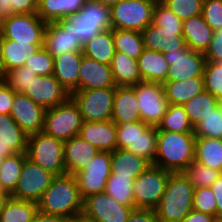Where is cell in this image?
<instances>
[{
	"label": "cell",
	"mask_w": 222,
	"mask_h": 222,
	"mask_svg": "<svg viewBox=\"0 0 222 222\" xmlns=\"http://www.w3.org/2000/svg\"><path fill=\"white\" fill-rule=\"evenodd\" d=\"M194 133L157 130V152L153 165L171 173L183 172L195 159Z\"/></svg>",
	"instance_id": "1"
},
{
	"label": "cell",
	"mask_w": 222,
	"mask_h": 222,
	"mask_svg": "<svg viewBox=\"0 0 222 222\" xmlns=\"http://www.w3.org/2000/svg\"><path fill=\"white\" fill-rule=\"evenodd\" d=\"M38 210L65 218L82 212L83 198L75 175L55 176L38 202Z\"/></svg>",
	"instance_id": "2"
},
{
	"label": "cell",
	"mask_w": 222,
	"mask_h": 222,
	"mask_svg": "<svg viewBox=\"0 0 222 222\" xmlns=\"http://www.w3.org/2000/svg\"><path fill=\"white\" fill-rule=\"evenodd\" d=\"M195 188L183 172L170 173L165 192L154 209L159 222H181L192 210Z\"/></svg>",
	"instance_id": "3"
},
{
	"label": "cell",
	"mask_w": 222,
	"mask_h": 222,
	"mask_svg": "<svg viewBox=\"0 0 222 222\" xmlns=\"http://www.w3.org/2000/svg\"><path fill=\"white\" fill-rule=\"evenodd\" d=\"M57 22L64 29H70L84 45L101 31L112 29L111 7L96 0H85L80 10Z\"/></svg>",
	"instance_id": "4"
},
{
	"label": "cell",
	"mask_w": 222,
	"mask_h": 222,
	"mask_svg": "<svg viewBox=\"0 0 222 222\" xmlns=\"http://www.w3.org/2000/svg\"><path fill=\"white\" fill-rule=\"evenodd\" d=\"M26 155L55 176L66 174L64 142L47 135L44 131L28 137Z\"/></svg>",
	"instance_id": "5"
},
{
	"label": "cell",
	"mask_w": 222,
	"mask_h": 222,
	"mask_svg": "<svg viewBox=\"0 0 222 222\" xmlns=\"http://www.w3.org/2000/svg\"><path fill=\"white\" fill-rule=\"evenodd\" d=\"M83 122L77 104L70 97L66 102L46 109L43 131L64 142L79 135Z\"/></svg>",
	"instance_id": "6"
},
{
	"label": "cell",
	"mask_w": 222,
	"mask_h": 222,
	"mask_svg": "<svg viewBox=\"0 0 222 222\" xmlns=\"http://www.w3.org/2000/svg\"><path fill=\"white\" fill-rule=\"evenodd\" d=\"M171 172L151 164L133 183L135 208L155 209L162 198Z\"/></svg>",
	"instance_id": "7"
},
{
	"label": "cell",
	"mask_w": 222,
	"mask_h": 222,
	"mask_svg": "<svg viewBox=\"0 0 222 222\" xmlns=\"http://www.w3.org/2000/svg\"><path fill=\"white\" fill-rule=\"evenodd\" d=\"M157 0H122L111 7L112 29L142 32L152 23Z\"/></svg>",
	"instance_id": "8"
},
{
	"label": "cell",
	"mask_w": 222,
	"mask_h": 222,
	"mask_svg": "<svg viewBox=\"0 0 222 222\" xmlns=\"http://www.w3.org/2000/svg\"><path fill=\"white\" fill-rule=\"evenodd\" d=\"M115 88L77 90L71 98L77 104L83 121L111 120Z\"/></svg>",
	"instance_id": "9"
},
{
	"label": "cell",
	"mask_w": 222,
	"mask_h": 222,
	"mask_svg": "<svg viewBox=\"0 0 222 222\" xmlns=\"http://www.w3.org/2000/svg\"><path fill=\"white\" fill-rule=\"evenodd\" d=\"M132 87L136 93L141 121L157 127L169 106L163 84L143 80Z\"/></svg>",
	"instance_id": "10"
},
{
	"label": "cell",
	"mask_w": 222,
	"mask_h": 222,
	"mask_svg": "<svg viewBox=\"0 0 222 222\" xmlns=\"http://www.w3.org/2000/svg\"><path fill=\"white\" fill-rule=\"evenodd\" d=\"M46 24L36 13L13 14L4 18L2 35L8 40L43 45Z\"/></svg>",
	"instance_id": "11"
},
{
	"label": "cell",
	"mask_w": 222,
	"mask_h": 222,
	"mask_svg": "<svg viewBox=\"0 0 222 222\" xmlns=\"http://www.w3.org/2000/svg\"><path fill=\"white\" fill-rule=\"evenodd\" d=\"M54 177V174L27 157L22 166L18 184L11 197L38 203Z\"/></svg>",
	"instance_id": "12"
},
{
	"label": "cell",
	"mask_w": 222,
	"mask_h": 222,
	"mask_svg": "<svg viewBox=\"0 0 222 222\" xmlns=\"http://www.w3.org/2000/svg\"><path fill=\"white\" fill-rule=\"evenodd\" d=\"M111 174V152L99 151L93 160L75 174L83 200L91 195L102 193Z\"/></svg>",
	"instance_id": "13"
},
{
	"label": "cell",
	"mask_w": 222,
	"mask_h": 222,
	"mask_svg": "<svg viewBox=\"0 0 222 222\" xmlns=\"http://www.w3.org/2000/svg\"><path fill=\"white\" fill-rule=\"evenodd\" d=\"M169 69L166 81H180L203 76L206 59L204 53L189 49L165 52Z\"/></svg>",
	"instance_id": "14"
},
{
	"label": "cell",
	"mask_w": 222,
	"mask_h": 222,
	"mask_svg": "<svg viewBox=\"0 0 222 222\" xmlns=\"http://www.w3.org/2000/svg\"><path fill=\"white\" fill-rule=\"evenodd\" d=\"M133 208L118 203L105 192L83 200V212L96 222H126Z\"/></svg>",
	"instance_id": "15"
},
{
	"label": "cell",
	"mask_w": 222,
	"mask_h": 222,
	"mask_svg": "<svg viewBox=\"0 0 222 222\" xmlns=\"http://www.w3.org/2000/svg\"><path fill=\"white\" fill-rule=\"evenodd\" d=\"M23 94L45 109L62 104L71 97L53 74L48 76L37 75Z\"/></svg>",
	"instance_id": "16"
},
{
	"label": "cell",
	"mask_w": 222,
	"mask_h": 222,
	"mask_svg": "<svg viewBox=\"0 0 222 222\" xmlns=\"http://www.w3.org/2000/svg\"><path fill=\"white\" fill-rule=\"evenodd\" d=\"M46 109L23 93H15L11 117L28 135L43 131Z\"/></svg>",
	"instance_id": "17"
},
{
	"label": "cell",
	"mask_w": 222,
	"mask_h": 222,
	"mask_svg": "<svg viewBox=\"0 0 222 222\" xmlns=\"http://www.w3.org/2000/svg\"><path fill=\"white\" fill-rule=\"evenodd\" d=\"M116 88L110 65L83 55L79 67L78 90Z\"/></svg>",
	"instance_id": "18"
},
{
	"label": "cell",
	"mask_w": 222,
	"mask_h": 222,
	"mask_svg": "<svg viewBox=\"0 0 222 222\" xmlns=\"http://www.w3.org/2000/svg\"><path fill=\"white\" fill-rule=\"evenodd\" d=\"M43 48L54 58L67 52H82L83 44L70 29H64L58 22H48Z\"/></svg>",
	"instance_id": "19"
},
{
	"label": "cell",
	"mask_w": 222,
	"mask_h": 222,
	"mask_svg": "<svg viewBox=\"0 0 222 222\" xmlns=\"http://www.w3.org/2000/svg\"><path fill=\"white\" fill-rule=\"evenodd\" d=\"M141 33L144 46L149 50L165 53L187 48L183 30L162 29L151 23Z\"/></svg>",
	"instance_id": "20"
},
{
	"label": "cell",
	"mask_w": 222,
	"mask_h": 222,
	"mask_svg": "<svg viewBox=\"0 0 222 222\" xmlns=\"http://www.w3.org/2000/svg\"><path fill=\"white\" fill-rule=\"evenodd\" d=\"M80 135L64 141V164L66 174L75 175L82 171L99 152Z\"/></svg>",
	"instance_id": "21"
},
{
	"label": "cell",
	"mask_w": 222,
	"mask_h": 222,
	"mask_svg": "<svg viewBox=\"0 0 222 222\" xmlns=\"http://www.w3.org/2000/svg\"><path fill=\"white\" fill-rule=\"evenodd\" d=\"M79 135L100 151L113 152L117 149L116 124L112 120L84 121Z\"/></svg>",
	"instance_id": "22"
},
{
	"label": "cell",
	"mask_w": 222,
	"mask_h": 222,
	"mask_svg": "<svg viewBox=\"0 0 222 222\" xmlns=\"http://www.w3.org/2000/svg\"><path fill=\"white\" fill-rule=\"evenodd\" d=\"M83 52H67L53 58L54 77L71 95L78 90L79 67Z\"/></svg>",
	"instance_id": "23"
},
{
	"label": "cell",
	"mask_w": 222,
	"mask_h": 222,
	"mask_svg": "<svg viewBox=\"0 0 222 222\" xmlns=\"http://www.w3.org/2000/svg\"><path fill=\"white\" fill-rule=\"evenodd\" d=\"M28 137L10 114H0V151H6V157L26 153Z\"/></svg>",
	"instance_id": "24"
},
{
	"label": "cell",
	"mask_w": 222,
	"mask_h": 222,
	"mask_svg": "<svg viewBox=\"0 0 222 222\" xmlns=\"http://www.w3.org/2000/svg\"><path fill=\"white\" fill-rule=\"evenodd\" d=\"M111 120L116 125L141 121L136 93L132 86H116Z\"/></svg>",
	"instance_id": "25"
},
{
	"label": "cell",
	"mask_w": 222,
	"mask_h": 222,
	"mask_svg": "<svg viewBox=\"0 0 222 222\" xmlns=\"http://www.w3.org/2000/svg\"><path fill=\"white\" fill-rule=\"evenodd\" d=\"M151 163L126 149L111 152V174L135 180Z\"/></svg>",
	"instance_id": "26"
},
{
	"label": "cell",
	"mask_w": 222,
	"mask_h": 222,
	"mask_svg": "<svg viewBox=\"0 0 222 222\" xmlns=\"http://www.w3.org/2000/svg\"><path fill=\"white\" fill-rule=\"evenodd\" d=\"M214 31L202 15L183 20V37L191 50L205 53L212 41Z\"/></svg>",
	"instance_id": "27"
},
{
	"label": "cell",
	"mask_w": 222,
	"mask_h": 222,
	"mask_svg": "<svg viewBox=\"0 0 222 222\" xmlns=\"http://www.w3.org/2000/svg\"><path fill=\"white\" fill-rule=\"evenodd\" d=\"M137 63L142 80L161 84L166 82L169 65L162 52L145 48Z\"/></svg>",
	"instance_id": "28"
},
{
	"label": "cell",
	"mask_w": 222,
	"mask_h": 222,
	"mask_svg": "<svg viewBox=\"0 0 222 222\" xmlns=\"http://www.w3.org/2000/svg\"><path fill=\"white\" fill-rule=\"evenodd\" d=\"M163 87L169 104L183 105L205 90L204 77L197 76L180 81H166Z\"/></svg>",
	"instance_id": "29"
},
{
	"label": "cell",
	"mask_w": 222,
	"mask_h": 222,
	"mask_svg": "<svg viewBox=\"0 0 222 222\" xmlns=\"http://www.w3.org/2000/svg\"><path fill=\"white\" fill-rule=\"evenodd\" d=\"M42 47L43 45L28 44L4 38L2 44L3 74L24 66L25 61Z\"/></svg>",
	"instance_id": "30"
},
{
	"label": "cell",
	"mask_w": 222,
	"mask_h": 222,
	"mask_svg": "<svg viewBox=\"0 0 222 222\" xmlns=\"http://www.w3.org/2000/svg\"><path fill=\"white\" fill-rule=\"evenodd\" d=\"M110 67L116 86H132L143 81L137 60L126 54L115 51Z\"/></svg>",
	"instance_id": "31"
},
{
	"label": "cell",
	"mask_w": 222,
	"mask_h": 222,
	"mask_svg": "<svg viewBox=\"0 0 222 222\" xmlns=\"http://www.w3.org/2000/svg\"><path fill=\"white\" fill-rule=\"evenodd\" d=\"M85 0H38L36 14L46 23L66 18L84 6Z\"/></svg>",
	"instance_id": "32"
},
{
	"label": "cell",
	"mask_w": 222,
	"mask_h": 222,
	"mask_svg": "<svg viewBox=\"0 0 222 222\" xmlns=\"http://www.w3.org/2000/svg\"><path fill=\"white\" fill-rule=\"evenodd\" d=\"M83 55L97 62L110 65L115 54L112 29L101 31L83 45Z\"/></svg>",
	"instance_id": "33"
},
{
	"label": "cell",
	"mask_w": 222,
	"mask_h": 222,
	"mask_svg": "<svg viewBox=\"0 0 222 222\" xmlns=\"http://www.w3.org/2000/svg\"><path fill=\"white\" fill-rule=\"evenodd\" d=\"M194 161L222 172V139L196 137Z\"/></svg>",
	"instance_id": "34"
},
{
	"label": "cell",
	"mask_w": 222,
	"mask_h": 222,
	"mask_svg": "<svg viewBox=\"0 0 222 222\" xmlns=\"http://www.w3.org/2000/svg\"><path fill=\"white\" fill-rule=\"evenodd\" d=\"M38 203L8 198L0 214V222H32Z\"/></svg>",
	"instance_id": "35"
},
{
	"label": "cell",
	"mask_w": 222,
	"mask_h": 222,
	"mask_svg": "<svg viewBox=\"0 0 222 222\" xmlns=\"http://www.w3.org/2000/svg\"><path fill=\"white\" fill-rule=\"evenodd\" d=\"M115 51L138 59L145 49L141 32L133 30L112 29Z\"/></svg>",
	"instance_id": "36"
},
{
	"label": "cell",
	"mask_w": 222,
	"mask_h": 222,
	"mask_svg": "<svg viewBox=\"0 0 222 222\" xmlns=\"http://www.w3.org/2000/svg\"><path fill=\"white\" fill-rule=\"evenodd\" d=\"M219 105V100L204 90L183 104L187 117L193 127Z\"/></svg>",
	"instance_id": "37"
},
{
	"label": "cell",
	"mask_w": 222,
	"mask_h": 222,
	"mask_svg": "<svg viewBox=\"0 0 222 222\" xmlns=\"http://www.w3.org/2000/svg\"><path fill=\"white\" fill-rule=\"evenodd\" d=\"M157 130H166L177 133H194L183 105L169 104L166 114L162 117Z\"/></svg>",
	"instance_id": "38"
},
{
	"label": "cell",
	"mask_w": 222,
	"mask_h": 222,
	"mask_svg": "<svg viewBox=\"0 0 222 222\" xmlns=\"http://www.w3.org/2000/svg\"><path fill=\"white\" fill-rule=\"evenodd\" d=\"M133 183L128 177L110 175L106 182L104 192L112 196L118 203L130 206L135 209L133 198Z\"/></svg>",
	"instance_id": "39"
},
{
	"label": "cell",
	"mask_w": 222,
	"mask_h": 222,
	"mask_svg": "<svg viewBox=\"0 0 222 222\" xmlns=\"http://www.w3.org/2000/svg\"><path fill=\"white\" fill-rule=\"evenodd\" d=\"M26 158V153H15L12 156L5 157L1 164L0 180L10 195L18 184L21 169Z\"/></svg>",
	"instance_id": "40"
},
{
	"label": "cell",
	"mask_w": 222,
	"mask_h": 222,
	"mask_svg": "<svg viewBox=\"0 0 222 222\" xmlns=\"http://www.w3.org/2000/svg\"><path fill=\"white\" fill-rule=\"evenodd\" d=\"M126 150L154 164L157 152V127L149 126L145 131H140L138 138Z\"/></svg>",
	"instance_id": "41"
},
{
	"label": "cell",
	"mask_w": 222,
	"mask_h": 222,
	"mask_svg": "<svg viewBox=\"0 0 222 222\" xmlns=\"http://www.w3.org/2000/svg\"><path fill=\"white\" fill-rule=\"evenodd\" d=\"M194 135L222 139V106L220 104L194 126Z\"/></svg>",
	"instance_id": "42"
},
{
	"label": "cell",
	"mask_w": 222,
	"mask_h": 222,
	"mask_svg": "<svg viewBox=\"0 0 222 222\" xmlns=\"http://www.w3.org/2000/svg\"><path fill=\"white\" fill-rule=\"evenodd\" d=\"M184 175L194 188L210 187L222 174L221 171L193 161L184 171Z\"/></svg>",
	"instance_id": "43"
},
{
	"label": "cell",
	"mask_w": 222,
	"mask_h": 222,
	"mask_svg": "<svg viewBox=\"0 0 222 222\" xmlns=\"http://www.w3.org/2000/svg\"><path fill=\"white\" fill-rule=\"evenodd\" d=\"M203 77L205 90L220 101L222 99V60L206 62Z\"/></svg>",
	"instance_id": "44"
},
{
	"label": "cell",
	"mask_w": 222,
	"mask_h": 222,
	"mask_svg": "<svg viewBox=\"0 0 222 222\" xmlns=\"http://www.w3.org/2000/svg\"><path fill=\"white\" fill-rule=\"evenodd\" d=\"M181 20L202 14L204 0H160Z\"/></svg>",
	"instance_id": "45"
},
{
	"label": "cell",
	"mask_w": 222,
	"mask_h": 222,
	"mask_svg": "<svg viewBox=\"0 0 222 222\" xmlns=\"http://www.w3.org/2000/svg\"><path fill=\"white\" fill-rule=\"evenodd\" d=\"M150 125L143 121L124 122L116 125L117 149H126L140 135V131H145Z\"/></svg>",
	"instance_id": "46"
},
{
	"label": "cell",
	"mask_w": 222,
	"mask_h": 222,
	"mask_svg": "<svg viewBox=\"0 0 222 222\" xmlns=\"http://www.w3.org/2000/svg\"><path fill=\"white\" fill-rule=\"evenodd\" d=\"M152 23L162 29L183 30V20L177 17L160 0L156 1Z\"/></svg>",
	"instance_id": "47"
},
{
	"label": "cell",
	"mask_w": 222,
	"mask_h": 222,
	"mask_svg": "<svg viewBox=\"0 0 222 222\" xmlns=\"http://www.w3.org/2000/svg\"><path fill=\"white\" fill-rule=\"evenodd\" d=\"M37 75L28 70L27 66H22L3 74L1 79L15 92L23 93L29 86L32 79Z\"/></svg>",
	"instance_id": "48"
},
{
	"label": "cell",
	"mask_w": 222,
	"mask_h": 222,
	"mask_svg": "<svg viewBox=\"0 0 222 222\" xmlns=\"http://www.w3.org/2000/svg\"><path fill=\"white\" fill-rule=\"evenodd\" d=\"M192 209L217 218L216 198L210 187L195 188Z\"/></svg>",
	"instance_id": "49"
},
{
	"label": "cell",
	"mask_w": 222,
	"mask_h": 222,
	"mask_svg": "<svg viewBox=\"0 0 222 222\" xmlns=\"http://www.w3.org/2000/svg\"><path fill=\"white\" fill-rule=\"evenodd\" d=\"M53 57L42 47L25 61L28 70L36 75L48 76L54 73Z\"/></svg>",
	"instance_id": "50"
},
{
	"label": "cell",
	"mask_w": 222,
	"mask_h": 222,
	"mask_svg": "<svg viewBox=\"0 0 222 222\" xmlns=\"http://www.w3.org/2000/svg\"><path fill=\"white\" fill-rule=\"evenodd\" d=\"M202 17L213 31L222 28V0H204Z\"/></svg>",
	"instance_id": "51"
},
{
	"label": "cell",
	"mask_w": 222,
	"mask_h": 222,
	"mask_svg": "<svg viewBox=\"0 0 222 222\" xmlns=\"http://www.w3.org/2000/svg\"><path fill=\"white\" fill-rule=\"evenodd\" d=\"M206 62H218L222 60V28L215 30L209 47L204 53Z\"/></svg>",
	"instance_id": "52"
},
{
	"label": "cell",
	"mask_w": 222,
	"mask_h": 222,
	"mask_svg": "<svg viewBox=\"0 0 222 222\" xmlns=\"http://www.w3.org/2000/svg\"><path fill=\"white\" fill-rule=\"evenodd\" d=\"M15 92L0 79V114H10Z\"/></svg>",
	"instance_id": "53"
},
{
	"label": "cell",
	"mask_w": 222,
	"mask_h": 222,
	"mask_svg": "<svg viewBox=\"0 0 222 222\" xmlns=\"http://www.w3.org/2000/svg\"><path fill=\"white\" fill-rule=\"evenodd\" d=\"M38 0H11V15L36 13Z\"/></svg>",
	"instance_id": "54"
},
{
	"label": "cell",
	"mask_w": 222,
	"mask_h": 222,
	"mask_svg": "<svg viewBox=\"0 0 222 222\" xmlns=\"http://www.w3.org/2000/svg\"><path fill=\"white\" fill-rule=\"evenodd\" d=\"M126 222H159L153 209L135 208L129 214Z\"/></svg>",
	"instance_id": "55"
},
{
	"label": "cell",
	"mask_w": 222,
	"mask_h": 222,
	"mask_svg": "<svg viewBox=\"0 0 222 222\" xmlns=\"http://www.w3.org/2000/svg\"><path fill=\"white\" fill-rule=\"evenodd\" d=\"M216 198L217 218H222V174L210 186Z\"/></svg>",
	"instance_id": "56"
},
{
	"label": "cell",
	"mask_w": 222,
	"mask_h": 222,
	"mask_svg": "<svg viewBox=\"0 0 222 222\" xmlns=\"http://www.w3.org/2000/svg\"><path fill=\"white\" fill-rule=\"evenodd\" d=\"M216 217L207 214L191 210L188 215L181 222H215Z\"/></svg>",
	"instance_id": "57"
},
{
	"label": "cell",
	"mask_w": 222,
	"mask_h": 222,
	"mask_svg": "<svg viewBox=\"0 0 222 222\" xmlns=\"http://www.w3.org/2000/svg\"><path fill=\"white\" fill-rule=\"evenodd\" d=\"M66 220L67 218L65 217L42 213L38 210L33 217L32 222H66Z\"/></svg>",
	"instance_id": "58"
},
{
	"label": "cell",
	"mask_w": 222,
	"mask_h": 222,
	"mask_svg": "<svg viewBox=\"0 0 222 222\" xmlns=\"http://www.w3.org/2000/svg\"><path fill=\"white\" fill-rule=\"evenodd\" d=\"M66 222H96L83 211L67 218Z\"/></svg>",
	"instance_id": "59"
},
{
	"label": "cell",
	"mask_w": 222,
	"mask_h": 222,
	"mask_svg": "<svg viewBox=\"0 0 222 222\" xmlns=\"http://www.w3.org/2000/svg\"><path fill=\"white\" fill-rule=\"evenodd\" d=\"M0 15L3 18L11 16V0H0Z\"/></svg>",
	"instance_id": "60"
},
{
	"label": "cell",
	"mask_w": 222,
	"mask_h": 222,
	"mask_svg": "<svg viewBox=\"0 0 222 222\" xmlns=\"http://www.w3.org/2000/svg\"><path fill=\"white\" fill-rule=\"evenodd\" d=\"M2 30H0V79L3 76V64H2V44H3Z\"/></svg>",
	"instance_id": "61"
},
{
	"label": "cell",
	"mask_w": 222,
	"mask_h": 222,
	"mask_svg": "<svg viewBox=\"0 0 222 222\" xmlns=\"http://www.w3.org/2000/svg\"><path fill=\"white\" fill-rule=\"evenodd\" d=\"M96 1H99L100 3H102L105 6L112 7L116 4H118L119 2H121L122 0H96Z\"/></svg>",
	"instance_id": "62"
},
{
	"label": "cell",
	"mask_w": 222,
	"mask_h": 222,
	"mask_svg": "<svg viewBox=\"0 0 222 222\" xmlns=\"http://www.w3.org/2000/svg\"><path fill=\"white\" fill-rule=\"evenodd\" d=\"M11 195L4 188L2 181L0 180V198H10Z\"/></svg>",
	"instance_id": "63"
},
{
	"label": "cell",
	"mask_w": 222,
	"mask_h": 222,
	"mask_svg": "<svg viewBox=\"0 0 222 222\" xmlns=\"http://www.w3.org/2000/svg\"><path fill=\"white\" fill-rule=\"evenodd\" d=\"M5 157H6V151H0V169H1V164L3 163Z\"/></svg>",
	"instance_id": "64"
},
{
	"label": "cell",
	"mask_w": 222,
	"mask_h": 222,
	"mask_svg": "<svg viewBox=\"0 0 222 222\" xmlns=\"http://www.w3.org/2000/svg\"><path fill=\"white\" fill-rule=\"evenodd\" d=\"M8 198H0V214L2 212V209H3V205L4 203L6 202Z\"/></svg>",
	"instance_id": "65"
},
{
	"label": "cell",
	"mask_w": 222,
	"mask_h": 222,
	"mask_svg": "<svg viewBox=\"0 0 222 222\" xmlns=\"http://www.w3.org/2000/svg\"><path fill=\"white\" fill-rule=\"evenodd\" d=\"M4 18L0 15V30H2Z\"/></svg>",
	"instance_id": "66"
},
{
	"label": "cell",
	"mask_w": 222,
	"mask_h": 222,
	"mask_svg": "<svg viewBox=\"0 0 222 222\" xmlns=\"http://www.w3.org/2000/svg\"><path fill=\"white\" fill-rule=\"evenodd\" d=\"M215 222H222V218H216Z\"/></svg>",
	"instance_id": "67"
}]
</instances>
